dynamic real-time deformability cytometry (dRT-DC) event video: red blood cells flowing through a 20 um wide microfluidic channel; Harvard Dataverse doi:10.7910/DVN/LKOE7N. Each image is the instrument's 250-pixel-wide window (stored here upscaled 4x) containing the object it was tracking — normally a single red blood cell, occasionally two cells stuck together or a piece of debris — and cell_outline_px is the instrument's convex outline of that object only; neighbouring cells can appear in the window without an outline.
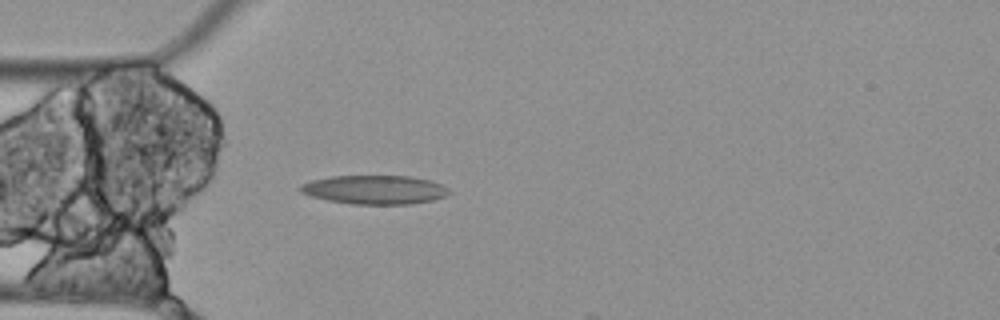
{"species": "Egyptian fruit bat (a non-hibernating species)", "species_latin": "Rousettus aegyptiacus", "temperature_condition": "cold", "stored_images_in_passage": 3, "camera_frame_rate_fps": 3000, "um_per_image_px": 0.085, "animal": {"sex": "female"}, "frame": {"image": 1, "passage_image": 3, "time_ms": 0.667, "image_size_px": [1000, 320], "cell_outline_px": [[452, 192], [444, 196], [432, 200], [412, 204], [352, 204], [328, 200], [308, 196], [300, 192], [300, 184], [312, 180], [332, 176], [408, 176], [432, 180], [448, 188]], "centroid_in_image_um": [31.84, 16.12], "position_along_channel_um": 53.2, "area_um2": 25.09}}